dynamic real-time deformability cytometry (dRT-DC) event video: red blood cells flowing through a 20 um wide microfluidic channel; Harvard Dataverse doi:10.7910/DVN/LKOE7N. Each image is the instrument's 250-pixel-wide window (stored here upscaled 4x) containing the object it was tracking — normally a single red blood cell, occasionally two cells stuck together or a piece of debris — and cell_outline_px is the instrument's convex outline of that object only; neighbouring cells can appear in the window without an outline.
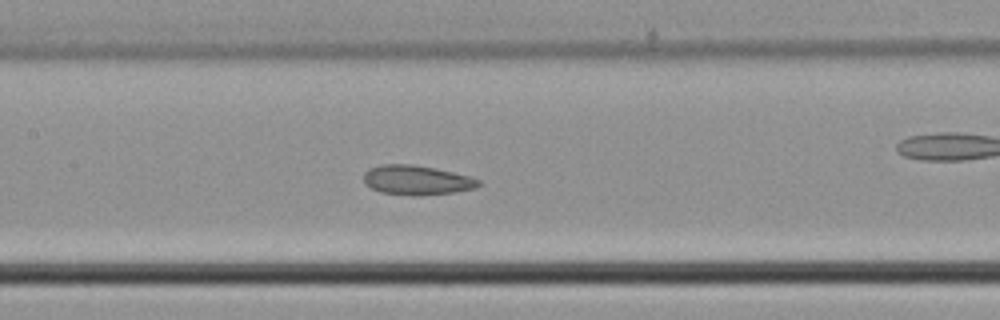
{"species": "common noctule bat (a hibernating species)", "species_latin": "Nyctalus noctula", "temperature_condition": "cold", "stored_images_in_passage": 25, "camera_frame_rate_fps": 3000, "um_per_image_px": 0.085, "animal": {"sex": "male", "body_mass_g": 21.5, "forearm_length_mm": 52.0}, "frame": {"image": 1, "passage_image": 22, "time_ms": 7.0, "image_size_px": [1000, 320], "cell_outline_px": [[480, 184], [476, 188], [452, 192], [412, 196], [380, 192], [364, 184], [364, 172], [368, 168], [380, 164], [412, 164], [436, 168], [468, 176], [480, 180]], "centroid_in_image_um": [35.37, 15.3], "position_along_channel_um": 172.0, "area_um2": 19.77}}